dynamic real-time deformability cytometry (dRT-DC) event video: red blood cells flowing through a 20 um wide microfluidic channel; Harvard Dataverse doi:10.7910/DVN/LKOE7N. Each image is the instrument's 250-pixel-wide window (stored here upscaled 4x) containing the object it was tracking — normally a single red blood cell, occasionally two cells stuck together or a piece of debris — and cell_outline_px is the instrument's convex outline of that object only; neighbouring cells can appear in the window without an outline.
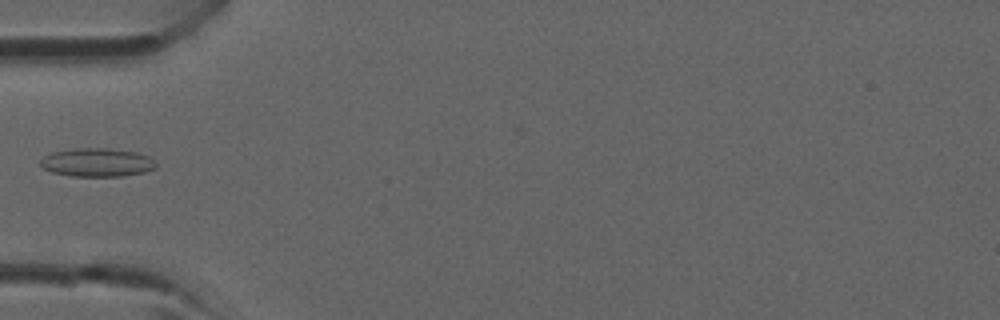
{"species": "common noctule bat (a hibernating species)", "species_latin": "Nyctalus noctula", "temperature_condition": "room temperature", "stored_images_in_passage": 4, "camera_frame_rate_fps": 3000, "um_per_image_px": 0.085, "animal": {"sex": "male", "forearm_length_mm": 52.5}, "frame": {"image": 1, "passage_image": 4, "time_ms": 3.333, "image_size_px": [1000, 320], "cell_outline_px": [[156, 168], [144, 172], [124, 176], [72, 176], [52, 172], [44, 168], [40, 164], [40, 160], [44, 156], [52, 152], [80, 148], [108, 148], [136, 152], [148, 156], [156, 164]], "centroid_in_image_um": [8.25, 13.81], "position_along_channel_um": 76.7, "area_um2": 19.07}}